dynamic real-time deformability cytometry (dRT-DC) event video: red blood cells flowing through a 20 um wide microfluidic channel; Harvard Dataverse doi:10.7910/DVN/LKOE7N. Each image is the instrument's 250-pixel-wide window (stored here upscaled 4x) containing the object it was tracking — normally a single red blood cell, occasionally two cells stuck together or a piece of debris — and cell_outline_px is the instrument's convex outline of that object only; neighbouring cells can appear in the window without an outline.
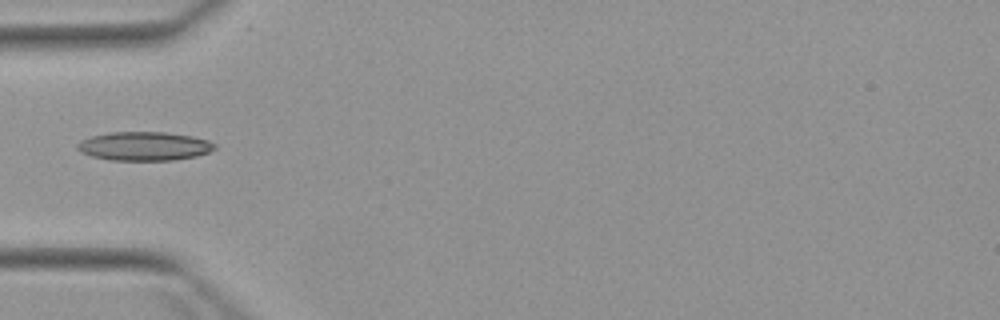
{"species": "Egyptian fruit bat (a non-hibernating species)", "species_latin": "Rousettus aegyptiacus", "temperature_condition": "warm", "stored_images_in_passage": 4, "camera_frame_rate_fps": 3000, "um_per_image_px": 0.085, "animal": {"sex": "female"}, "frame": {"image": 1, "passage_image": 4, "time_ms": 3.667, "image_size_px": [1000, 320], "cell_outline_px": [[216, 148], [208, 152], [196, 156], [172, 160], [112, 160], [92, 156], [80, 152], [76, 148], [76, 144], [80, 140], [92, 136], [108, 132], [164, 132], [192, 136], [208, 140], [216, 144]], "centroid_in_image_um": [12.24, 12.42], "position_along_channel_um": 72.8, "area_um2": 23.06}}